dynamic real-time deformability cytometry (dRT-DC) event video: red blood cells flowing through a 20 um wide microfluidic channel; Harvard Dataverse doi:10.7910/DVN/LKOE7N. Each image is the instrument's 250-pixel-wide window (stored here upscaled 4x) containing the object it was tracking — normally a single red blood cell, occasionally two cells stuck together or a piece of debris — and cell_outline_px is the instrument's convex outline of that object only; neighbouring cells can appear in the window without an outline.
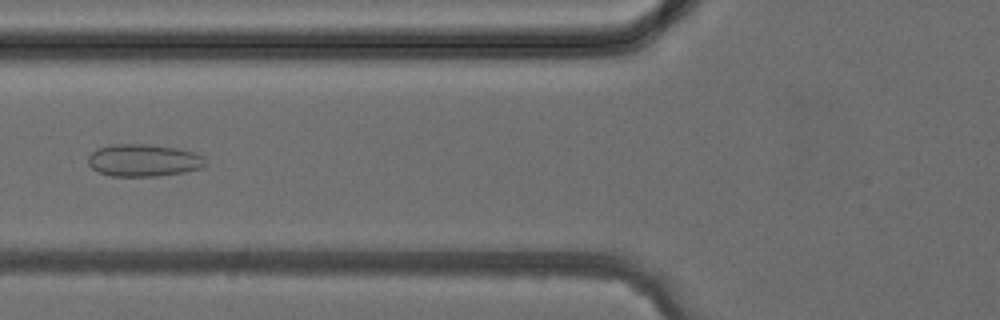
{"species": "common noctule bat (a hibernating species)", "species_latin": "Nyctalus noctula", "temperature_condition": "cold", "stored_images_in_passage": 4, "camera_frame_rate_fps": 3000, "um_per_image_px": 0.085, "animal": {"sex": "female", "body_mass_g": 24.6, "forearm_length_mm": 56.2}, "frame": {"image": 1, "passage_image": 4, "time_ms": 3.667, "image_size_px": [1000, 320], "cell_outline_px": [[208, 164], [204, 168], [184, 172], [156, 176], [112, 176], [100, 172], [92, 168], [88, 164], [88, 156], [96, 148], [108, 144], [144, 144], [180, 148], [204, 156]], "centroid_in_image_um": [12.23, 13.62], "position_along_channel_um": 113.6, "area_um2": 22.37}}